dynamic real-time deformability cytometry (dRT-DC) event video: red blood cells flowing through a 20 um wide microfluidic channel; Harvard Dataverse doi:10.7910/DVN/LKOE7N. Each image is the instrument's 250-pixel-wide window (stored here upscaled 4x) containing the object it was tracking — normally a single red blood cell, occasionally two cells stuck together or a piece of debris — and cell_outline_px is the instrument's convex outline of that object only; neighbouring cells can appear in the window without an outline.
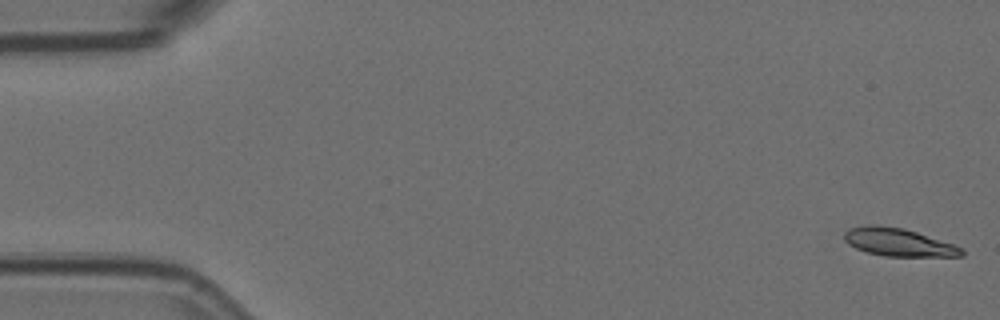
{"species": "Egyptian fruit bat (a non-hibernating species)", "species_latin": "Rousettus aegyptiacus", "temperature_condition": "room temperature", "stored_images_in_passage": 55, "camera_frame_rate_fps": 3000, "um_per_image_px": 0.085, "animal": {"sex": "female"}, "frame": {"image": 1, "passage_image": 1, "time_ms": 0.0, "image_size_px": [1000, 320], "cell_outline_px": [[964, 256], [884, 256], [868, 252], [856, 248], [848, 244], [844, 240], [844, 232], [848, 228], [868, 224], [876, 224], [904, 228], [956, 244], [964, 248]], "centroid_in_image_um": [76.39, 20.57], "position_along_channel_um": 8.6, "area_um2": 19.36}}
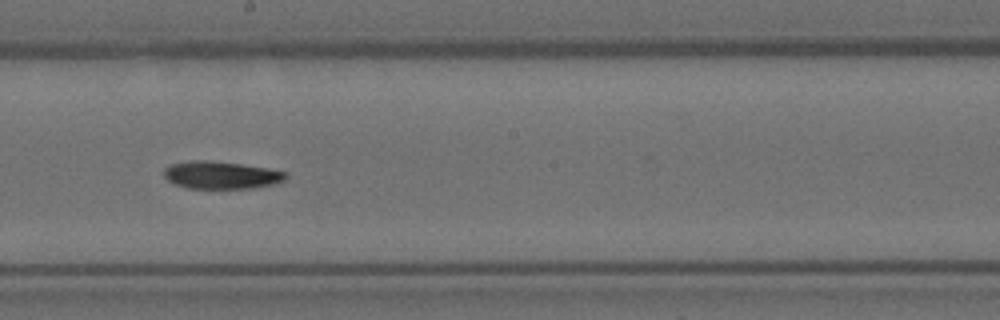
{"frame": {"image": 2, "passage_image": 31, "time_ms": 10.0, "image_size_px": [1000, 320], "cell_outline_px": [[288, 176], [284, 180], [272, 184], [252, 188], [188, 188], [176, 184], [168, 180], [164, 176], [164, 168], [172, 164], [192, 160], [204, 160], [240, 164], [268, 168], [288, 172]], "centroid_in_image_um": [18.81, 14.88], "position_along_channel_um": 229.4, "area_um2": 19.36}}
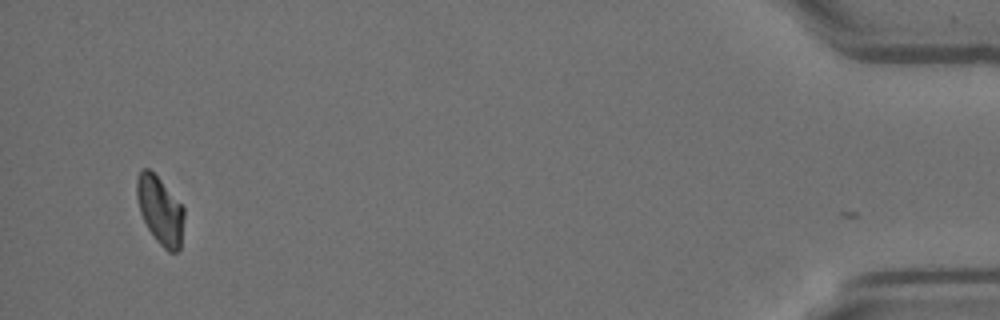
{"frame": {"image": 3, "passage_image": 54, "time_ms": 17.667, "image_size_px": [1000, 320], "cell_outline_px": [[184, 216], [180, 248], [176, 252], [168, 252], [156, 240], [148, 228], [140, 212], [136, 196], [136, 180], [140, 168], [148, 168], [160, 180], [184, 208]], "centroid_in_image_um": [13.59, 17.88], "position_along_channel_um": 421.6, "area_um2": 18.5}, "authors_computed_cell_mechanics": {"area_um2": 19.652, "velocity_mm_per_s": 3.5817, "shape_relaxation_time_tau1_ms": 5.0429, "shape_relaxation_time_tau2_ms": null, "deformation_change_tau1": 0.1458, "deformation_change_tau2": null}}